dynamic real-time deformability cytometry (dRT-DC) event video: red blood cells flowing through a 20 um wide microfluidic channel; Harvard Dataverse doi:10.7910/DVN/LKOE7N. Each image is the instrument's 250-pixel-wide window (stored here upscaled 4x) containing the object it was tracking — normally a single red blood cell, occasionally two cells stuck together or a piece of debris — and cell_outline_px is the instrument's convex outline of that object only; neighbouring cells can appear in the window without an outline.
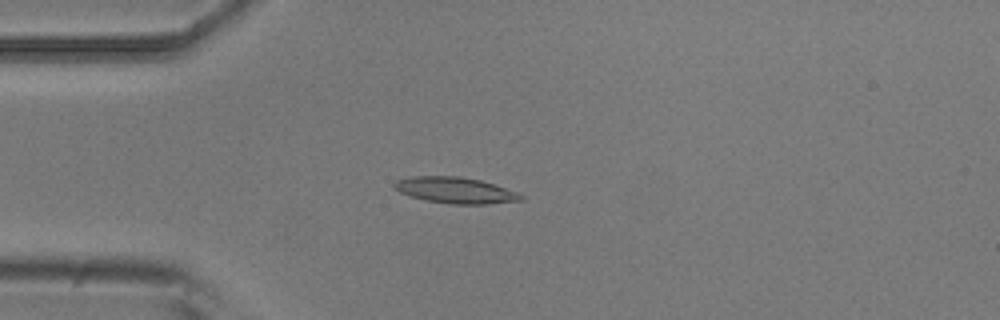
{"species": "common noctule bat (a hibernating species)", "species_latin": "Nyctalus noctula", "temperature_condition": "room temperature", "stored_images_in_passage": 44, "camera_frame_rate_fps": 3000, "um_per_image_px": 0.085, "animal": {"sex": "male", "body_mass_g": 20.5, "forearm_length_mm": 52.5}, "frame": {"image": 1, "passage_image": 4, "time_ms": 1.0, "image_size_px": [1000, 320], "cell_outline_px": [[524, 200], [488, 204], [452, 204], [428, 200], [412, 196], [400, 192], [392, 184], [396, 180], [412, 176], [460, 176], [480, 180], [520, 192], [524, 196]], "centroid_in_image_um": [38.77, 16.17], "position_along_channel_um": 46.2, "area_um2": 19.25}}
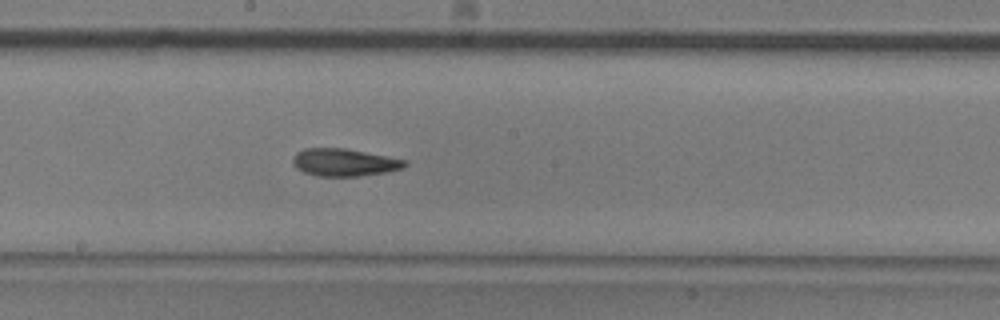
{"frame": {"image": 2, "passage_image": 19, "time_ms": 6.0, "image_size_px": [1000, 320], "cell_outline_px": [[408, 164], [404, 168], [384, 172], [360, 176], [316, 176], [304, 172], [296, 168], [292, 160], [296, 152], [304, 148], [344, 148], [408, 160]], "centroid_in_image_um": [29.26, 13.8], "position_along_channel_um": 218.9, "area_um2": 17.98}}
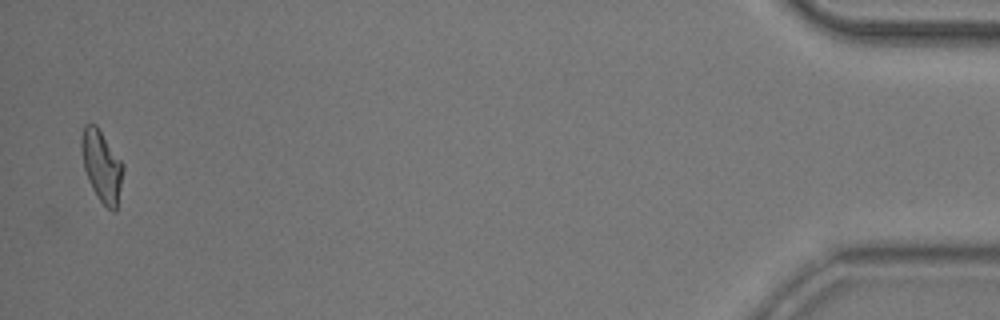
{"frame": {"image": 3, "passage_image": 43, "time_ms": 14.0, "image_size_px": [1000, 320], "cell_outline_px": [[124, 168], [116, 212], [112, 212], [100, 200], [92, 188], [88, 180], [84, 168], [80, 148], [80, 140], [84, 124], [96, 124], [124, 164]], "centroid_in_image_um": [8.64, 14.09], "position_along_channel_um": 426.6, "area_um2": 17.4}, "authors_computed_cell_mechanics": {"area_um2": 17.918, "velocity_mm_per_s": 3.7247, "shape_relaxation_time_tau1_ms": 4.5603, "shape_relaxation_time_tau2_ms": 4.5918, "deformation_change_tau1": 0.166, "deformation_change_tau2": 0.1179}}